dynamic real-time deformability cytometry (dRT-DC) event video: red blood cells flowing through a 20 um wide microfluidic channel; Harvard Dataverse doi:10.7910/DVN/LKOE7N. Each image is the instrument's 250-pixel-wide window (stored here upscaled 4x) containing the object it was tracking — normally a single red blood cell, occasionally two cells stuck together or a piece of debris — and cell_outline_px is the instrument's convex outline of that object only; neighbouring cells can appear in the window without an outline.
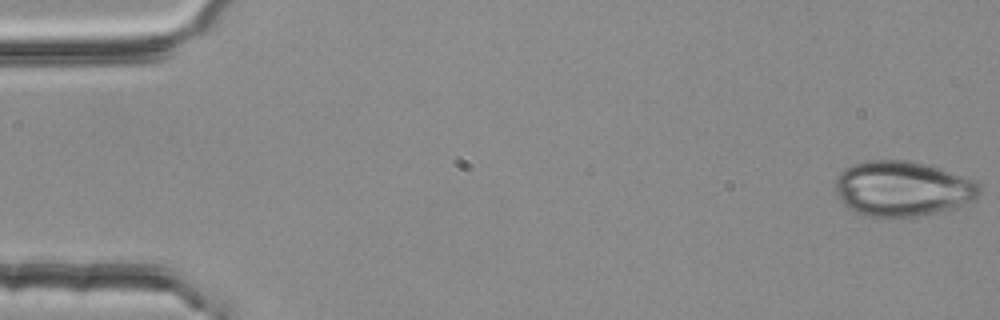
{"species": "common noctule bat (a hibernating species)", "species_latin": "Nyctalus noctula", "temperature_condition": "room temperature", "stored_images_in_passage": 4, "camera_frame_rate_fps": 3000, "um_per_image_px": 0.085, "animal": {"sex": "female", "body_mass_g": 25.1}, "frame": {"image": 1, "passage_image": 1, "time_ms": 0.0, "image_size_px": [1000, 320], "cell_outline_px": [[984, 188], [976, 200], [944, 212], [916, 216], [864, 216], [848, 208], [840, 200], [836, 192], [836, 176], [844, 168], [852, 164], [868, 160], [908, 160], [924, 164], [976, 180]], "centroid_in_image_um": [76.75, 16.04], "position_along_channel_um": 8.3, "area_um2": 46.76}}